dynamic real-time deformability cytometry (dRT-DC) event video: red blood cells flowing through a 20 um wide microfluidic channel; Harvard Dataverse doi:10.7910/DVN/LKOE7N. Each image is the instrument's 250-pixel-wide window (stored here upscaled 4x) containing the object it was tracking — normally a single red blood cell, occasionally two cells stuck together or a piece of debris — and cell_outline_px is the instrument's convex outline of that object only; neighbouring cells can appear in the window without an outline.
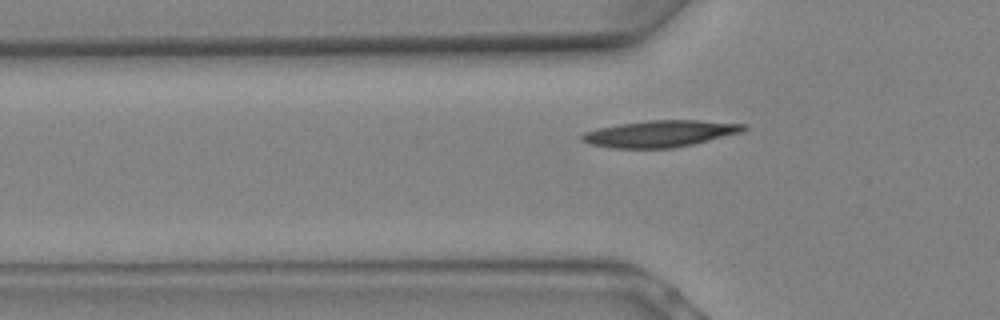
{"species": "Egyptian fruit bat (a non-hibernating species)", "species_latin": "Rousettus aegyptiacus", "temperature_condition": "warm", "stored_images_in_passage": 7, "camera_frame_rate_fps": 3000, "um_per_image_px": 0.085, "animal": {"sex": "female"}, "frame": {"image": 1, "passage_image": 7, "time_ms": 2.0, "image_size_px": [1000, 320], "cell_outline_px": [[748, 128], [740, 132], [692, 144], [672, 148], [612, 148], [592, 144], [580, 140], [580, 136], [584, 132], [600, 128], [620, 124], [648, 120], [700, 120], [748, 124]], "centroid_in_image_um": [56.12, 11.35], "position_along_channel_um": 69.7, "area_um2": 24.85}}